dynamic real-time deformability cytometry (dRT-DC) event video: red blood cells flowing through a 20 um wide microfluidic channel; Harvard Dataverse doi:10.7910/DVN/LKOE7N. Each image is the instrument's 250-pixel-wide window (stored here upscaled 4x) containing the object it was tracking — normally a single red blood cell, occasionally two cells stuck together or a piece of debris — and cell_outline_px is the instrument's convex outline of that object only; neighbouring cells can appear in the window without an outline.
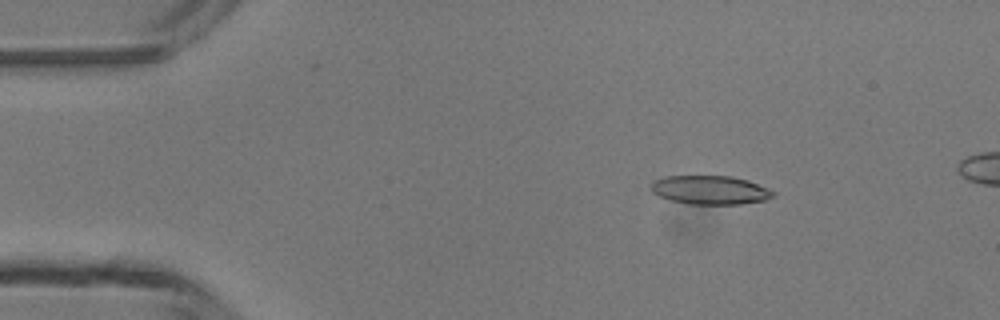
{"species": "common noctule bat (a hibernating species)", "species_latin": "Nyctalus noctula", "temperature_condition": "room temperature", "stored_images_in_passage": 4, "camera_frame_rate_fps": 3000, "um_per_image_px": 0.085, "animal": {"sex": "male", "body_mass_g": 13.3}, "frame": {"image": 1, "passage_image": 2, "time_ms": 1.333, "image_size_px": [1000, 320], "cell_outline_px": [[776, 196], [764, 200], [740, 204], [688, 204], [672, 200], [660, 196], [652, 192], [652, 184], [656, 180], [664, 176], [732, 176], [748, 180], [768, 188], [776, 192]], "centroid_in_image_um": [60.41, 16.15], "position_along_channel_um": 24.6, "area_um2": 20.4}}